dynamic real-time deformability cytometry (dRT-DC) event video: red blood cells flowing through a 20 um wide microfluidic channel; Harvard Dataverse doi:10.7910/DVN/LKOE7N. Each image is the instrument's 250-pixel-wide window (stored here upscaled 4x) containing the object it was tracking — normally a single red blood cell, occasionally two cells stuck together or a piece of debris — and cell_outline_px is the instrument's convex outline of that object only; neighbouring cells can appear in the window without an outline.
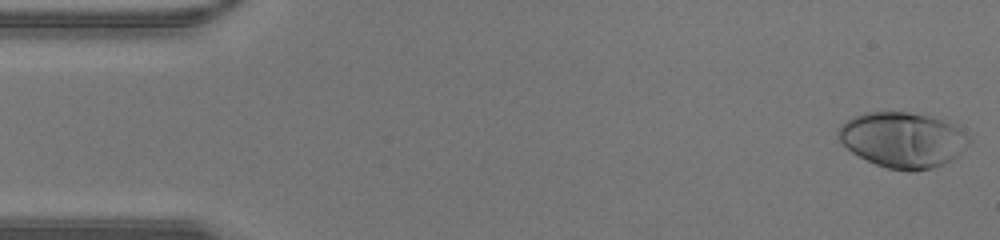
{"species": "human", "species_latin": "Homo sapiens", "temperature_condition": "warm", "stored_images_in_passage": 42, "camera_frame_rate_fps": 3000, "um_per_image_px": 0.085, "donor": {"sex": "male"}, "frame": {"image": 1, "passage_image": 1, "time_ms": 0.0, "image_size_px": [1000, 240], "cell_outline_px": [[972, 140], [952, 160], [944, 164], [932, 168], [912, 172], [908, 172], [888, 168], [876, 164], [852, 152], [836, 136], [836, 132], [840, 124], [864, 112], [908, 112], [932, 116], [948, 124], [968, 136]], "centroid_in_image_um": [76.69, 11.9], "position_along_channel_um": 8.3, "area_um2": 41.79}}
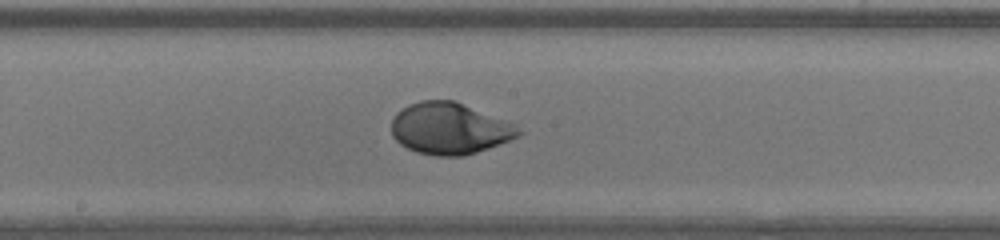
{"frame": {"image": 2, "passage_image": 22, "time_ms": 7.0, "image_size_px": [1000, 240], "cell_outline_px": [[524, 132], [508, 140], [488, 148], [464, 156], [436, 156], [416, 152], [400, 144], [392, 136], [392, 120], [396, 112], [408, 104], [420, 100], [456, 100], [516, 124]], "centroid_in_image_um": [38.2, 10.91], "position_along_channel_um": 210.0, "area_um2": 38.38}}
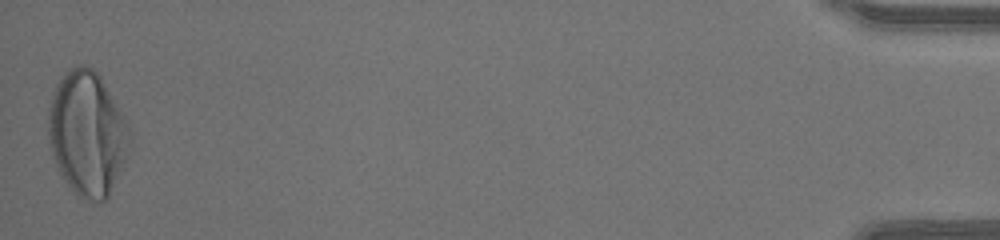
{"frame": {"image": 3, "passage_image": 42, "time_ms": 13.667, "image_size_px": [1000, 240], "cell_outline_px": [[128, 128], [124, 160], [108, 200], [84, 200], [64, 180], [52, 156], [48, 132], [48, 108], [56, 84], [68, 68], [80, 64], [84, 64], [92, 68], [100, 76], [124, 116], [128, 124]], "centroid_in_image_um": [7.37, 11.31], "position_along_channel_um": 427.8, "area_um2": 58.03}}